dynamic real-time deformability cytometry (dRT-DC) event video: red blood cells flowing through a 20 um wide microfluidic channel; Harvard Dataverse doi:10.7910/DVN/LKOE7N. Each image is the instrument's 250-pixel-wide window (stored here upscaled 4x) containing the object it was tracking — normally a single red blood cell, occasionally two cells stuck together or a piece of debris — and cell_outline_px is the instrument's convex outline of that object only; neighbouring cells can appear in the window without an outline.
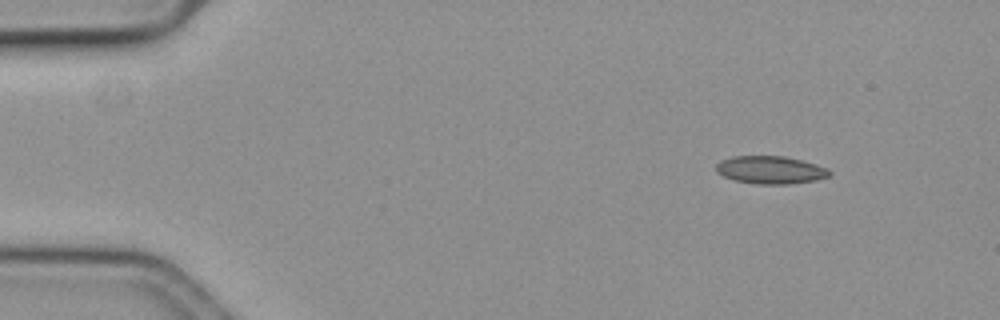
{"species": "common noctule bat (a hibernating species)", "species_latin": "Nyctalus noctula", "temperature_condition": "cold", "stored_images_in_passage": 12, "camera_frame_rate_fps": 3000, "um_per_image_px": 0.085, "animal": {"sex": "female", "body_mass_g": 19.3, "forearm_length_mm": 54.1}, "frame": {"image": 1, "passage_image": 1, "time_ms": 0.0, "image_size_px": [1000, 320], "cell_outline_px": [[832, 176], [816, 180], [788, 184], [756, 184], [736, 180], [724, 176], [716, 172], [716, 164], [720, 160], [732, 156], [784, 156], [816, 164], [828, 168], [832, 172]], "centroid_in_image_um": [65.51, 14.44], "position_along_channel_um": 19.5, "area_um2": 18.44}}
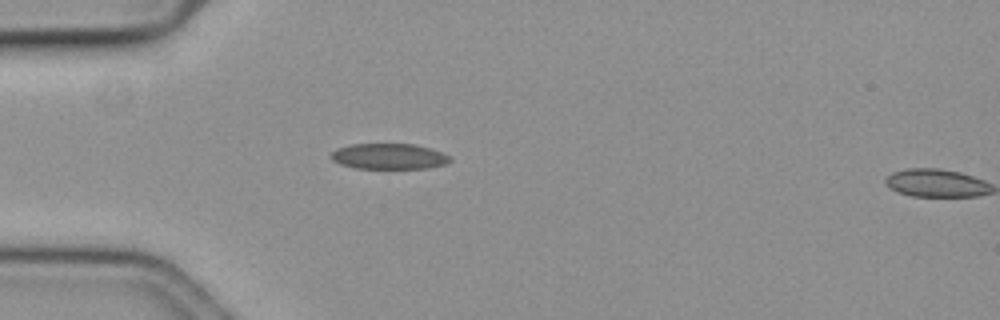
{"frame": {"image": 2, "passage_image": 11, "time_ms": 3.333, "image_size_px": [1000, 320], "cell_outline_px": [[452, 160], [444, 164], [428, 168], [356, 168], [340, 164], [332, 160], [332, 152], [336, 148], [352, 144], [412, 144], [428, 148], [440, 152], [448, 156]], "centroid_in_image_um": [33.02, 13.29], "position_along_channel_um": 52.0, "area_um2": 17.51}}